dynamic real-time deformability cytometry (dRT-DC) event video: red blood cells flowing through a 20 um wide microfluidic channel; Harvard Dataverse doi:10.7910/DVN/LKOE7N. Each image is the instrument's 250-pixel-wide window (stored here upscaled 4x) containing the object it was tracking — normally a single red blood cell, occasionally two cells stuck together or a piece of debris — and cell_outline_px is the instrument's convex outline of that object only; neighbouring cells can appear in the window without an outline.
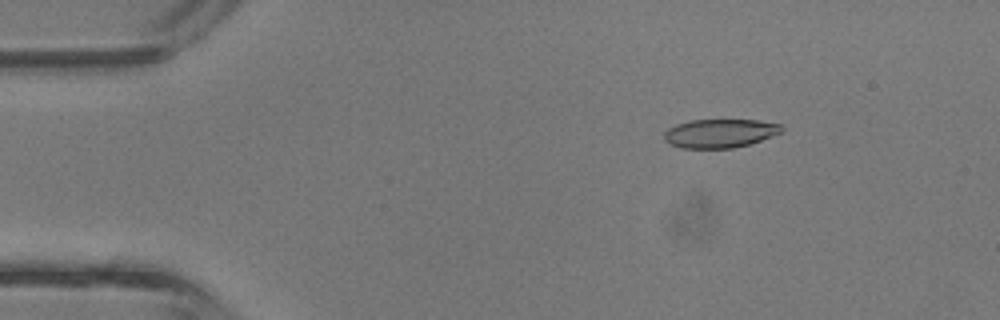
{"species": "common noctule bat (a hibernating species)", "species_latin": "Nyctalus noctula", "temperature_condition": "room temperature", "stored_images_in_passage": 42, "camera_frame_rate_fps": 3000, "um_per_image_px": 0.085, "animal": {"sex": "male", "body_mass_g": 13.3}, "frame": {"image": 1, "passage_image": 6, "time_ms": 1.667, "image_size_px": [1000, 320], "cell_outline_px": [[784, 128], [780, 132], [772, 136], [748, 144], [732, 148], [680, 148], [664, 140], [664, 132], [668, 128], [676, 124], [688, 120], [756, 120], [780, 124]], "centroid_in_image_um": [61.16, 11.32], "position_along_channel_um": 23.8, "area_um2": 19.54}}
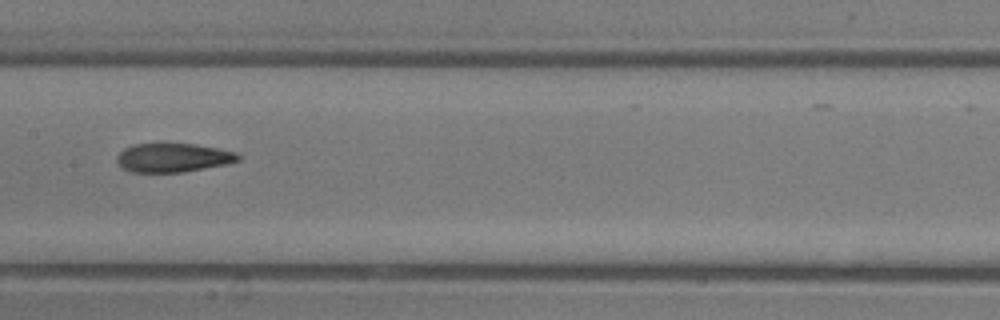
{"frame": {"image": 2, "passage_image": 21, "time_ms": 6.667, "image_size_px": [1000, 320], "cell_outline_px": [[240, 160], [228, 164], [184, 172], [132, 172], [124, 168], [116, 160], [116, 156], [124, 148], [132, 144], [192, 144], [216, 148], [236, 152], [240, 156]], "centroid_in_image_um": [14.72, 13.41], "position_along_channel_um": 192.7, "area_um2": 20.29}}
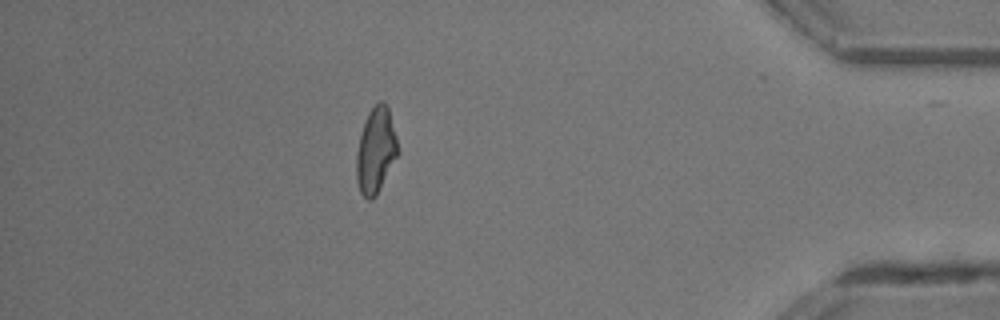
{"frame": {"image": 3, "passage_image": 37, "time_ms": 12.0, "image_size_px": [1000, 320], "cell_outline_px": [[400, 152], [376, 196], [372, 200], [368, 200], [360, 192], [356, 180], [356, 156], [360, 136], [368, 112], [380, 100], [384, 100], [388, 108], [396, 136]], "centroid_in_image_um": [31.95, 12.81], "position_along_channel_um": 403.2, "area_um2": 20.69}, "authors_computed_cell_mechanics": {"area_um2": 20.6924, "velocity_mm_per_s": 4.8311, "shape_relaxation_time_tau1_ms": 4.9009, "shape_relaxation_time_tau2_ms": 2.0207, "deformation_change_tau1": 0.2143, "deformation_change_tau2": 0.1052}}